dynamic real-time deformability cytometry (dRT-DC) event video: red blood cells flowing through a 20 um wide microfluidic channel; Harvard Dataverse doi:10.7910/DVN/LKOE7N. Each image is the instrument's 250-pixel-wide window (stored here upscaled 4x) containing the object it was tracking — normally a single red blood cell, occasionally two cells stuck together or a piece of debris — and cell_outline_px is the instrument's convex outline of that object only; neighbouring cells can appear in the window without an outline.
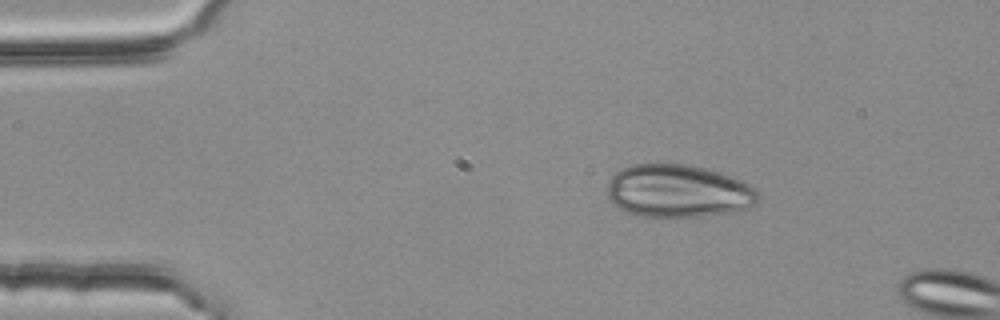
{"species": "common noctule bat (a hibernating species)", "species_latin": "Nyctalus noctula", "temperature_condition": "room temperature", "stored_images_in_passage": 3, "camera_frame_rate_fps": 3000, "um_per_image_px": 0.085, "animal": {"sex": "female", "body_mass_g": 25.1}, "frame": {"image": 1, "passage_image": 2, "time_ms": 0.333, "image_size_px": [1000, 320], "cell_outline_px": [[760, 196], [756, 204], [744, 208], [728, 212], [704, 216], [636, 216], [624, 212], [612, 204], [608, 200], [608, 180], [616, 172], [632, 164], [688, 164], [704, 168], [732, 176], [756, 188], [760, 192]], "centroid_in_image_um": [57.62, 16.24], "position_along_channel_um": 27.4, "area_um2": 46.59}}